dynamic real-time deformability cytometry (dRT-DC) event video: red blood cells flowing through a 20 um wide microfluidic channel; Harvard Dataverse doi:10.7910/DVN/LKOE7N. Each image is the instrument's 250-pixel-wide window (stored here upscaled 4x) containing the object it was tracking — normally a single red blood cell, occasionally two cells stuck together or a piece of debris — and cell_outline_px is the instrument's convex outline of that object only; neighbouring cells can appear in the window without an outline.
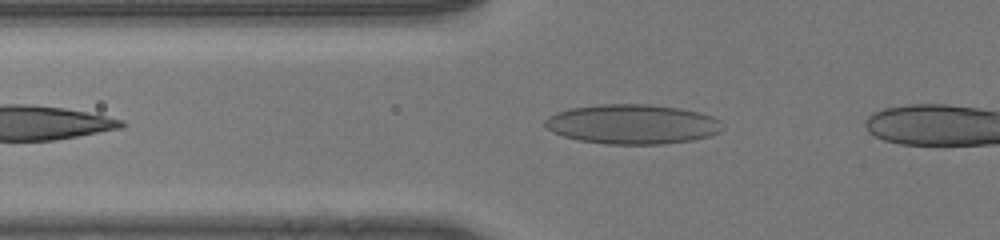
{"species": "human", "species_latin": "Homo sapiens", "temperature_condition": "room temperature", "stored_images_in_passage": 30, "camera_frame_rate_fps": 3000, "um_per_image_px": 0.085, "donor": {"sex": "male"}, "frame": {"image": 1, "passage_image": 4, "time_ms": 1.0, "image_size_px": [1000, 240], "cell_outline_px": [[724, 128], [720, 132], [708, 136], [692, 140], [660, 144], [604, 144], [580, 140], [564, 136], [552, 132], [544, 124], [544, 120], [548, 116], [556, 112], [572, 108], [600, 104], [652, 104], [680, 108], [700, 112], [712, 116], [720, 120], [724, 124]], "centroid_in_image_um": [53.78, 10.55], "position_along_channel_um": 72.0, "area_um2": 41.21}}
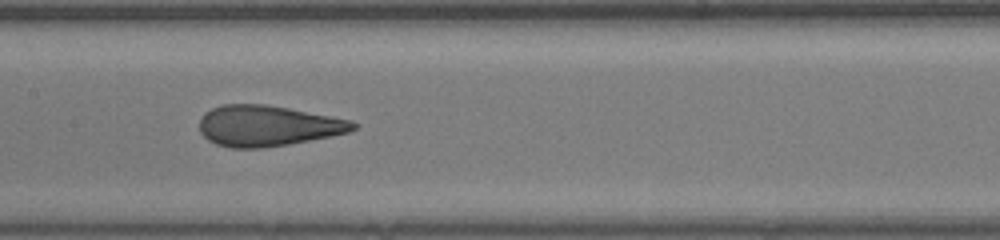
{"frame": {"image": 2, "passage_image": 12, "time_ms": 3.667, "image_size_px": [1000, 240], "cell_outline_px": [[360, 124], [356, 128], [348, 132], [332, 136], [288, 144], [264, 148], [232, 148], [216, 144], [208, 140], [200, 132], [200, 120], [204, 112], [212, 108], [224, 104], [268, 104], [352, 120]], "centroid_in_image_um": [22.76, 10.69], "position_along_channel_um": 184.6, "area_um2": 36.65}}
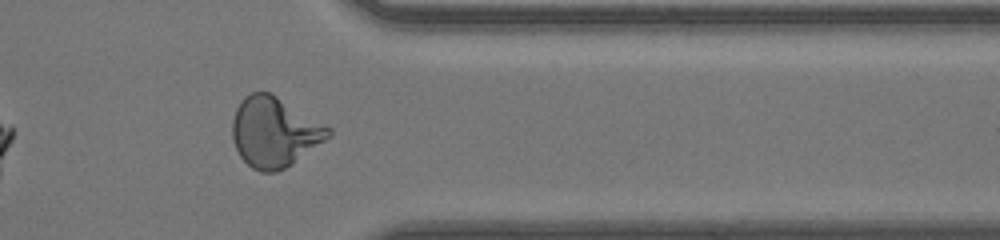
{"frame": {"image": 3, "passage_image": 26, "time_ms": 8.333, "image_size_px": [1000, 240], "cell_outline_px": [[332, 136], [292, 164], [276, 172], [260, 172], [252, 168], [240, 156], [236, 148], [232, 136], [232, 120], [236, 108], [240, 100], [244, 96], [252, 92], [272, 92], [332, 128]], "centroid_in_image_um": [23.34, 11.21], "position_along_channel_um": 388.1, "area_um2": 39.48}}